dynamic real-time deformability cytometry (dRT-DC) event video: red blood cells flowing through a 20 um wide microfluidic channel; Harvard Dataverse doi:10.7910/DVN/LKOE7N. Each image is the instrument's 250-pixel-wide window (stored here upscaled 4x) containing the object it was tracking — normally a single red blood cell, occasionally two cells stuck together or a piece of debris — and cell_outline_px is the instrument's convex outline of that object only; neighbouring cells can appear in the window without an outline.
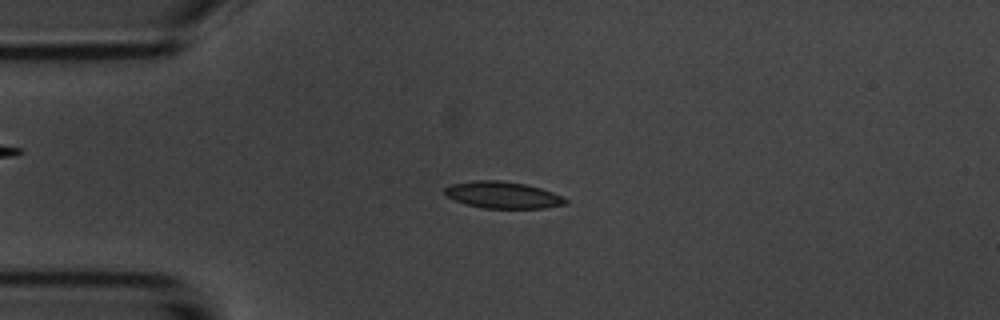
{"species": "common noctule bat (a hibernating species)", "species_latin": "Nyctalus noctula", "temperature_condition": "room temperature", "stored_images_in_passage": 53, "camera_frame_rate_fps": 3000, "um_per_image_px": 0.085, "animal": {"sex": "male", "body_mass_g": 20.1, "forearm_length_mm": 53.5}, "frame": {"image": 1, "passage_image": 12, "time_ms": 3.667, "image_size_px": [1000, 320], "cell_outline_px": [[568, 204], [544, 208], [484, 208], [468, 204], [456, 200], [448, 196], [444, 192], [444, 188], [452, 184], [476, 180], [500, 180], [524, 184], [540, 188], [564, 196], [568, 200]], "centroid_in_image_um": [42.79, 16.57], "position_along_channel_um": 42.2, "area_um2": 18.67}}
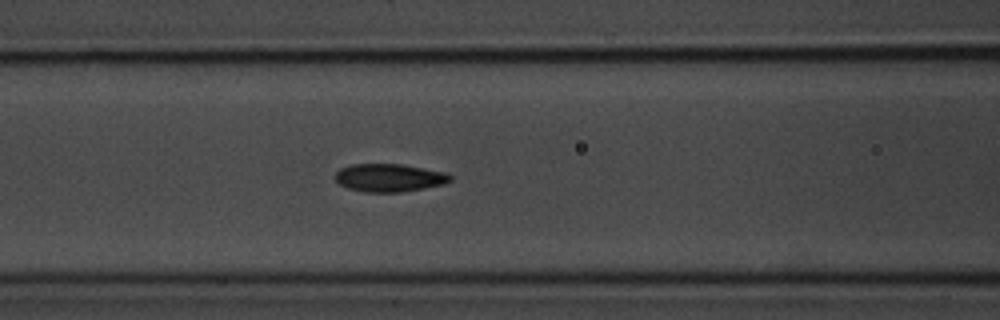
{"frame": {"image": 2, "passage_image": 21, "time_ms": 6.667, "image_size_px": [1000, 320], "cell_outline_px": [[452, 180], [444, 184], [424, 188], [400, 192], [364, 192], [348, 188], [340, 184], [336, 180], [336, 172], [340, 168], [352, 164], [404, 164], [448, 172], [452, 176]], "centroid_in_image_um": [33.13, 15.1], "position_along_channel_um": 133.5, "area_um2": 18.9}}
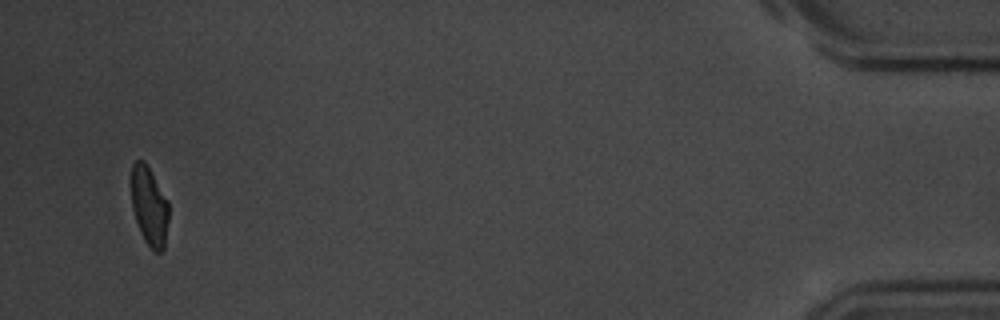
{"frame": {"image": 3, "passage_image": 51, "time_ms": 16.667, "image_size_px": [1000, 320], "cell_outline_px": [[168, 220], [164, 248], [160, 252], [156, 252], [144, 240], [140, 232], [132, 208], [132, 164], [136, 160], [144, 160], [168, 200]], "centroid_in_image_um": [12.69, 17.52], "position_along_channel_um": 422.5, "area_um2": 16.99}, "authors_computed_cell_mechanics": {"area_um2": 18.4382, "velocity_mm_per_s": 3.7103, "shape_relaxation_time_tau1_ms": 2.9539, "shape_relaxation_time_tau2_ms": 1.8323, "deformation_change_tau1": 0.1286, "deformation_change_tau2": 0.0778}}